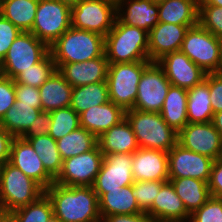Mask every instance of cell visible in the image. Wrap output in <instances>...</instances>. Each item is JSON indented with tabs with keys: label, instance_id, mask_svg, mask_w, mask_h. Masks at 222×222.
I'll return each instance as SVG.
<instances>
[{
	"label": "cell",
	"instance_id": "1",
	"mask_svg": "<svg viewBox=\"0 0 222 222\" xmlns=\"http://www.w3.org/2000/svg\"><path fill=\"white\" fill-rule=\"evenodd\" d=\"M45 193L52 202L53 214L60 222H102L98 196L92 186L53 183Z\"/></svg>",
	"mask_w": 222,
	"mask_h": 222
},
{
	"label": "cell",
	"instance_id": "2",
	"mask_svg": "<svg viewBox=\"0 0 222 222\" xmlns=\"http://www.w3.org/2000/svg\"><path fill=\"white\" fill-rule=\"evenodd\" d=\"M105 56L109 64L150 61L148 32L122 23L117 17L105 36Z\"/></svg>",
	"mask_w": 222,
	"mask_h": 222
},
{
	"label": "cell",
	"instance_id": "3",
	"mask_svg": "<svg viewBox=\"0 0 222 222\" xmlns=\"http://www.w3.org/2000/svg\"><path fill=\"white\" fill-rule=\"evenodd\" d=\"M105 37L96 32L70 27L50 47L55 63L92 60L105 54Z\"/></svg>",
	"mask_w": 222,
	"mask_h": 222
},
{
	"label": "cell",
	"instance_id": "4",
	"mask_svg": "<svg viewBox=\"0 0 222 222\" xmlns=\"http://www.w3.org/2000/svg\"><path fill=\"white\" fill-rule=\"evenodd\" d=\"M140 148L169 152L178 143V132L158 112L125 111Z\"/></svg>",
	"mask_w": 222,
	"mask_h": 222
},
{
	"label": "cell",
	"instance_id": "5",
	"mask_svg": "<svg viewBox=\"0 0 222 222\" xmlns=\"http://www.w3.org/2000/svg\"><path fill=\"white\" fill-rule=\"evenodd\" d=\"M45 190L9 162L0 167V212L9 213L36 201Z\"/></svg>",
	"mask_w": 222,
	"mask_h": 222
},
{
	"label": "cell",
	"instance_id": "6",
	"mask_svg": "<svg viewBox=\"0 0 222 222\" xmlns=\"http://www.w3.org/2000/svg\"><path fill=\"white\" fill-rule=\"evenodd\" d=\"M151 61L109 64L107 86L109 101L121 106L125 111L134 107L137 98V86L143 71Z\"/></svg>",
	"mask_w": 222,
	"mask_h": 222
},
{
	"label": "cell",
	"instance_id": "7",
	"mask_svg": "<svg viewBox=\"0 0 222 222\" xmlns=\"http://www.w3.org/2000/svg\"><path fill=\"white\" fill-rule=\"evenodd\" d=\"M180 50L204 72H222L220 38L199 23L187 30Z\"/></svg>",
	"mask_w": 222,
	"mask_h": 222
},
{
	"label": "cell",
	"instance_id": "8",
	"mask_svg": "<svg viewBox=\"0 0 222 222\" xmlns=\"http://www.w3.org/2000/svg\"><path fill=\"white\" fill-rule=\"evenodd\" d=\"M49 53V47L31 32H21L0 62L2 76L15 79Z\"/></svg>",
	"mask_w": 222,
	"mask_h": 222
},
{
	"label": "cell",
	"instance_id": "9",
	"mask_svg": "<svg viewBox=\"0 0 222 222\" xmlns=\"http://www.w3.org/2000/svg\"><path fill=\"white\" fill-rule=\"evenodd\" d=\"M71 26L70 6L56 0H39L30 32L50 47Z\"/></svg>",
	"mask_w": 222,
	"mask_h": 222
},
{
	"label": "cell",
	"instance_id": "10",
	"mask_svg": "<svg viewBox=\"0 0 222 222\" xmlns=\"http://www.w3.org/2000/svg\"><path fill=\"white\" fill-rule=\"evenodd\" d=\"M116 3L111 0H80L71 7L72 27L106 36L112 29Z\"/></svg>",
	"mask_w": 222,
	"mask_h": 222
},
{
	"label": "cell",
	"instance_id": "11",
	"mask_svg": "<svg viewBox=\"0 0 222 222\" xmlns=\"http://www.w3.org/2000/svg\"><path fill=\"white\" fill-rule=\"evenodd\" d=\"M170 86L164 70L157 62H152L141 75L132 109L160 113Z\"/></svg>",
	"mask_w": 222,
	"mask_h": 222
},
{
	"label": "cell",
	"instance_id": "12",
	"mask_svg": "<svg viewBox=\"0 0 222 222\" xmlns=\"http://www.w3.org/2000/svg\"><path fill=\"white\" fill-rule=\"evenodd\" d=\"M104 159L98 144L90 151L63 160L54 183L64 186H92Z\"/></svg>",
	"mask_w": 222,
	"mask_h": 222
},
{
	"label": "cell",
	"instance_id": "13",
	"mask_svg": "<svg viewBox=\"0 0 222 222\" xmlns=\"http://www.w3.org/2000/svg\"><path fill=\"white\" fill-rule=\"evenodd\" d=\"M133 154H109L104 159L92 185L98 199L108 191L121 190L134 183L132 173Z\"/></svg>",
	"mask_w": 222,
	"mask_h": 222
},
{
	"label": "cell",
	"instance_id": "14",
	"mask_svg": "<svg viewBox=\"0 0 222 222\" xmlns=\"http://www.w3.org/2000/svg\"><path fill=\"white\" fill-rule=\"evenodd\" d=\"M178 144L213 160L222 157V138L212 122L187 123L178 132Z\"/></svg>",
	"mask_w": 222,
	"mask_h": 222
},
{
	"label": "cell",
	"instance_id": "15",
	"mask_svg": "<svg viewBox=\"0 0 222 222\" xmlns=\"http://www.w3.org/2000/svg\"><path fill=\"white\" fill-rule=\"evenodd\" d=\"M214 160L176 144L168 152L169 178H194L208 183Z\"/></svg>",
	"mask_w": 222,
	"mask_h": 222
},
{
	"label": "cell",
	"instance_id": "16",
	"mask_svg": "<svg viewBox=\"0 0 222 222\" xmlns=\"http://www.w3.org/2000/svg\"><path fill=\"white\" fill-rule=\"evenodd\" d=\"M157 64L164 70L172 86L186 90L200 84L207 74L181 50L166 54Z\"/></svg>",
	"mask_w": 222,
	"mask_h": 222
},
{
	"label": "cell",
	"instance_id": "17",
	"mask_svg": "<svg viewBox=\"0 0 222 222\" xmlns=\"http://www.w3.org/2000/svg\"><path fill=\"white\" fill-rule=\"evenodd\" d=\"M8 162L37 182L44 190L55 181L45 170L31 144L21 137L13 138Z\"/></svg>",
	"mask_w": 222,
	"mask_h": 222
},
{
	"label": "cell",
	"instance_id": "18",
	"mask_svg": "<svg viewBox=\"0 0 222 222\" xmlns=\"http://www.w3.org/2000/svg\"><path fill=\"white\" fill-rule=\"evenodd\" d=\"M195 25H177L159 22L148 33V55L151 62L181 49L185 34Z\"/></svg>",
	"mask_w": 222,
	"mask_h": 222
},
{
	"label": "cell",
	"instance_id": "19",
	"mask_svg": "<svg viewBox=\"0 0 222 222\" xmlns=\"http://www.w3.org/2000/svg\"><path fill=\"white\" fill-rule=\"evenodd\" d=\"M134 181H169L168 152L139 148L133 153Z\"/></svg>",
	"mask_w": 222,
	"mask_h": 222
},
{
	"label": "cell",
	"instance_id": "20",
	"mask_svg": "<svg viewBox=\"0 0 222 222\" xmlns=\"http://www.w3.org/2000/svg\"><path fill=\"white\" fill-rule=\"evenodd\" d=\"M57 70L72 87L106 81L108 60L105 54L92 60L74 63H55Z\"/></svg>",
	"mask_w": 222,
	"mask_h": 222
},
{
	"label": "cell",
	"instance_id": "21",
	"mask_svg": "<svg viewBox=\"0 0 222 222\" xmlns=\"http://www.w3.org/2000/svg\"><path fill=\"white\" fill-rule=\"evenodd\" d=\"M116 13L122 23L148 33L159 23L158 3L150 0H119L116 3Z\"/></svg>",
	"mask_w": 222,
	"mask_h": 222
},
{
	"label": "cell",
	"instance_id": "22",
	"mask_svg": "<svg viewBox=\"0 0 222 222\" xmlns=\"http://www.w3.org/2000/svg\"><path fill=\"white\" fill-rule=\"evenodd\" d=\"M146 213L155 222H189L190 219V214L169 181L160 188L152 207Z\"/></svg>",
	"mask_w": 222,
	"mask_h": 222
},
{
	"label": "cell",
	"instance_id": "23",
	"mask_svg": "<svg viewBox=\"0 0 222 222\" xmlns=\"http://www.w3.org/2000/svg\"><path fill=\"white\" fill-rule=\"evenodd\" d=\"M97 143L103 155L133 154L140 148L126 117L97 137Z\"/></svg>",
	"mask_w": 222,
	"mask_h": 222
},
{
	"label": "cell",
	"instance_id": "24",
	"mask_svg": "<svg viewBox=\"0 0 222 222\" xmlns=\"http://www.w3.org/2000/svg\"><path fill=\"white\" fill-rule=\"evenodd\" d=\"M125 118V110L112 101L93 106L79 115L80 126L99 137Z\"/></svg>",
	"mask_w": 222,
	"mask_h": 222
},
{
	"label": "cell",
	"instance_id": "25",
	"mask_svg": "<svg viewBox=\"0 0 222 222\" xmlns=\"http://www.w3.org/2000/svg\"><path fill=\"white\" fill-rule=\"evenodd\" d=\"M73 87L65 80L64 76L56 70L47 81L39 87L42 111L68 107L71 104Z\"/></svg>",
	"mask_w": 222,
	"mask_h": 222
},
{
	"label": "cell",
	"instance_id": "26",
	"mask_svg": "<svg viewBox=\"0 0 222 222\" xmlns=\"http://www.w3.org/2000/svg\"><path fill=\"white\" fill-rule=\"evenodd\" d=\"M159 22L197 25L199 0H166L158 3Z\"/></svg>",
	"mask_w": 222,
	"mask_h": 222
},
{
	"label": "cell",
	"instance_id": "27",
	"mask_svg": "<svg viewBox=\"0 0 222 222\" xmlns=\"http://www.w3.org/2000/svg\"><path fill=\"white\" fill-rule=\"evenodd\" d=\"M98 201L102 219L113 214H138L142 212L133 196V184L124 186L121 190L108 191Z\"/></svg>",
	"mask_w": 222,
	"mask_h": 222
},
{
	"label": "cell",
	"instance_id": "28",
	"mask_svg": "<svg viewBox=\"0 0 222 222\" xmlns=\"http://www.w3.org/2000/svg\"><path fill=\"white\" fill-rule=\"evenodd\" d=\"M169 182L173 185L175 192L181 198L190 215L211 197L206 181L184 177L169 178Z\"/></svg>",
	"mask_w": 222,
	"mask_h": 222
},
{
	"label": "cell",
	"instance_id": "29",
	"mask_svg": "<svg viewBox=\"0 0 222 222\" xmlns=\"http://www.w3.org/2000/svg\"><path fill=\"white\" fill-rule=\"evenodd\" d=\"M165 122L179 132L187 123V90L170 86L160 111Z\"/></svg>",
	"mask_w": 222,
	"mask_h": 222
},
{
	"label": "cell",
	"instance_id": "30",
	"mask_svg": "<svg viewBox=\"0 0 222 222\" xmlns=\"http://www.w3.org/2000/svg\"><path fill=\"white\" fill-rule=\"evenodd\" d=\"M213 115L209 85L203 80L200 84L187 90L188 123L211 122Z\"/></svg>",
	"mask_w": 222,
	"mask_h": 222
},
{
	"label": "cell",
	"instance_id": "31",
	"mask_svg": "<svg viewBox=\"0 0 222 222\" xmlns=\"http://www.w3.org/2000/svg\"><path fill=\"white\" fill-rule=\"evenodd\" d=\"M39 0H2L1 15L22 32L32 30Z\"/></svg>",
	"mask_w": 222,
	"mask_h": 222
},
{
	"label": "cell",
	"instance_id": "32",
	"mask_svg": "<svg viewBox=\"0 0 222 222\" xmlns=\"http://www.w3.org/2000/svg\"><path fill=\"white\" fill-rule=\"evenodd\" d=\"M109 102L107 82L73 87L70 107L80 115L93 106Z\"/></svg>",
	"mask_w": 222,
	"mask_h": 222
},
{
	"label": "cell",
	"instance_id": "33",
	"mask_svg": "<svg viewBox=\"0 0 222 222\" xmlns=\"http://www.w3.org/2000/svg\"><path fill=\"white\" fill-rule=\"evenodd\" d=\"M41 112L38 108L15 101L0 121V125L13 137H21Z\"/></svg>",
	"mask_w": 222,
	"mask_h": 222
},
{
	"label": "cell",
	"instance_id": "34",
	"mask_svg": "<svg viewBox=\"0 0 222 222\" xmlns=\"http://www.w3.org/2000/svg\"><path fill=\"white\" fill-rule=\"evenodd\" d=\"M38 157L41 159L45 170L56 179L62 170L63 160L57 148L56 141L48 134L35 138H25Z\"/></svg>",
	"mask_w": 222,
	"mask_h": 222
},
{
	"label": "cell",
	"instance_id": "35",
	"mask_svg": "<svg viewBox=\"0 0 222 222\" xmlns=\"http://www.w3.org/2000/svg\"><path fill=\"white\" fill-rule=\"evenodd\" d=\"M56 143L62 160L90 151L98 144L97 137L81 126Z\"/></svg>",
	"mask_w": 222,
	"mask_h": 222
},
{
	"label": "cell",
	"instance_id": "36",
	"mask_svg": "<svg viewBox=\"0 0 222 222\" xmlns=\"http://www.w3.org/2000/svg\"><path fill=\"white\" fill-rule=\"evenodd\" d=\"M13 222H47L53 214V206L44 193L36 201L9 212Z\"/></svg>",
	"mask_w": 222,
	"mask_h": 222
},
{
	"label": "cell",
	"instance_id": "37",
	"mask_svg": "<svg viewBox=\"0 0 222 222\" xmlns=\"http://www.w3.org/2000/svg\"><path fill=\"white\" fill-rule=\"evenodd\" d=\"M56 70V64L49 52L40 62L32 65L31 68L27 70H23L14 79V83H22L24 85L39 88Z\"/></svg>",
	"mask_w": 222,
	"mask_h": 222
},
{
	"label": "cell",
	"instance_id": "38",
	"mask_svg": "<svg viewBox=\"0 0 222 222\" xmlns=\"http://www.w3.org/2000/svg\"><path fill=\"white\" fill-rule=\"evenodd\" d=\"M51 128L48 135L55 141L80 127L79 115L70 107H64L50 112Z\"/></svg>",
	"mask_w": 222,
	"mask_h": 222
},
{
	"label": "cell",
	"instance_id": "39",
	"mask_svg": "<svg viewBox=\"0 0 222 222\" xmlns=\"http://www.w3.org/2000/svg\"><path fill=\"white\" fill-rule=\"evenodd\" d=\"M165 183V181H134L133 196L142 212H147L152 207L156 195Z\"/></svg>",
	"mask_w": 222,
	"mask_h": 222
},
{
	"label": "cell",
	"instance_id": "40",
	"mask_svg": "<svg viewBox=\"0 0 222 222\" xmlns=\"http://www.w3.org/2000/svg\"><path fill=\"white\" fill-rule=\"evenodd\" d=\"M198 23L213 35L222 37V7L199 5Z\"/></svg>",
	"mask_w": 222,
	"mask_h": 222
},
{
	"label": "cell",
	"instance_id": "41",
	"mask_svg": "<svg viewBox=\"0 0 222 222\" xmlns=\"http://www.w3.org/2000/svg\"><path fill=\"white\" fill-rule=\"evenodd\" d=\"M189 222H222V198L210 197L190 215Z\"/></svg>",
	"mask_w": 222,
	"mask_h": 222
},
{
	"label": "cell",
	"instance_id": "42",
	"mask_svg": "<svg viewBox=\"0 0 222 222\" xmlns=\"http://www.w3.org/2000/svg\"><path fill=\"white\" fill-rule=\"evenodd\" d=\"M22 31L0 15V62L4 59L13 41Z\"/></svg>",
	"mask_w": 222,
	"mask_h": 222
},
{
	"label": "cell",
	"instance_id": "43",
	"mask_svg": "<svg viewBox=\"0 0 222 222\" xmlns=\"http://www.w3.org/2000/svg\"><path fill=\"white\" fill-rule=\"evenodd\" d=\"M16 93L14 79L0 76V121L15 104Z\"/></svg>",
	"mask_w": 222,
	"mask_h": 222
},
{
	"label": "cell",
	"instance_id": "44",
	"mask_svg": "<svg viewBox=\"0 0 222 222\" xmlns=\"http://www.w3.org/2000/svg\"><path fill=\"white\" fill-rule=\"evenodd\" d=\"M204 80L209 85L213 113L222 111V72L207 73Z\"/></svg>",
	"mask_w": 222,
	"mask_h": 222
},
{
	"label": "cell",
	"instance_id": "45",
	"mask_svg": "<svg viewBox=\"0 0 222 222\" xmlns=\"http://www.w3.org/2000/svg\"><path fill=\"white\" fill-rule=\"evenodd\" d=\"M16 101L42 110L39 88L15 83Z\"/></svg>",
	"mask_w": 222,
	"mask_h": 222
},
{
	"label": "cell",
	"instance_id": "46",
	"mask_svg": "<svg viewBox=\"0 0 222 222\" xmlns=\"http://www.w3.org/2000/svg\"><path fill=\"white\" fill-rule=\"evenodd\" d=\"M51 128V116L50 112L42 111L35 119L34 124L30 125L28 130L21 136L25 138H35L40 135H46Z\"/></svg>",
	"mask_w": 222,
	"mask_h": 222
},
{
	"label": "cell",
	"instance_id": "47",
	"mask_svg": "<svg viewBox=\"0 0 222 222\" xmlns=\"http://www.w3.org/2000/svg\"><path fill=\"white\" fill-rule=\"evenodd\" d=\"M208 187L211 197L222 198V157L213 162Z\"/></svg>",
	"mask_w": 222,
	"mask_h": 222
},
{
	"label": "cell",
	"instance_id": "48",
	"mask_svg": "<svg viewBox=\"0 0 222 222\" xmlns=\"http://www.w3.org/2000/svg\"><path fill=\"white\" fill-rule=\"evenodd\" d=\"M102 222H155V220L150 214L141 212L138 214H113L104 217Z\"/></svg>",
	"mask_w": 222,
	"mask_h": 222
},
{
	"label": "cell",
	"instance_id": "49",
	"mask_svg": "<svg viewBox=\"0 0 222 222\" xmlns=\"http://www.w3.org/2000/svg\"><path fill=\"white\" fill-rule=\"evenodd\" d=\"M13 136L0 125V167L9 161Z\"/></svg>",
	"mask_w": 222,
	"mask_h": 222
},
{
	"label": "cell",
	"instance_id": "50",
	"mask_svg": "<svg viewBox=\"0 0 222 222\" xmlns=\"http://www.w3.org/2000/svg\"><path fill=\"white\" fill-rule=\"evenodd\" d=\"M211 122L222 138V111L215 113Z\"/></svg>",
	"mask_w": 222,
	"mask_h": 222
},
{
	"label": "cell",
	"instance_id": "51",
	"mask_svg": "<svg viewBox=\"0 0 222 222\" xmlns=\"http://www.w3.org/2000/svg\"><path fill=\"white\" fill-rule=\"evenodd\" d=\"M199 5H212L222 7V0H199Z\"/></svg>",
	"mask_w": 222,
	"mask_h": 222
},
{
	"label": "cell",
	"instance_id": "52",
	"mask_svg": "<svg viewBox=\"0 0 222 222\" xmlns=\"http://www.w3.org/2000/svg\"><path fill=\"white\" fill-rule=\"evenodd\" d=\"M0 222H13L9 213L0 212Z\"/></svg>",
	"mask_w": 222,
	"mask_h": 222
},
{
	"label": "cell",
	"instance_id": "53",
	"mask_svg": "<svg viewBox=\"0 0 222 222\" xmlns=\"http://www.w3.org/2000/svg\"><path fill=\"white\" fill-rule=\"evenodd\" d=\"M56 1L67 4L68 6L72 7L75 6L80 0H56Z\"/></svg>",
	"mask_w": 222,
	"mask_h": 222
},
{
	"label": "cell",
	"instance_id": "54",
	"mask_svg": "<svg viewBox=\"0 0 222 222\" xmlns=\"http://www.w3.org/2000/svg\"><path fill=\"white\" fill-rule=\"evenodd\" d=\"M47 222H60L55 215H53L52 217H50V219Z\"/></svg>",
	"mask_w": 222,
	"mask_h": 222
},
{
	"label": "cell",
	"instance_id": "55",
	"mask_svg": "<svg viewBox=\"0 0 222 222\" xmlns=\"http://www.w3.org/2000/svg\"><path fill=\"white\" fill-rule=\"evenodd\" d=\"M151 2L153 3H160V2H163V1H166V0H150Z\"/></svg>",
	"mask_w": 222,
	"mask_h": 222
},
{
	"label": "cell",
	"instance_id": "56",
	"mask_svg": "<svg viewBox=\"0 0 222 222\" xmlns=\"http://www.w3.org/2000/svg\"><path fill=\"white\" fill-rule=\"evenodd\" d=\"M220 45H221V61H222V37L220 38Z\"/></svg>",
	"mask_w": 222,
	"mask_h": 222
},
{
	"label": "cell",
	"instance_id": "57",
	"mask_svg": "<svg viewBox=\"0 0 222 222\" xmlns=\"http://www.w3.org/2000/svg\"><path fill=\"white\" fill-rule=\"evenodd\" d=\"M1 1H2V0H0V15H1Z\"/></svg>",
	"mask_w": 222,
	"mask_h": 222
}]
</instances>
